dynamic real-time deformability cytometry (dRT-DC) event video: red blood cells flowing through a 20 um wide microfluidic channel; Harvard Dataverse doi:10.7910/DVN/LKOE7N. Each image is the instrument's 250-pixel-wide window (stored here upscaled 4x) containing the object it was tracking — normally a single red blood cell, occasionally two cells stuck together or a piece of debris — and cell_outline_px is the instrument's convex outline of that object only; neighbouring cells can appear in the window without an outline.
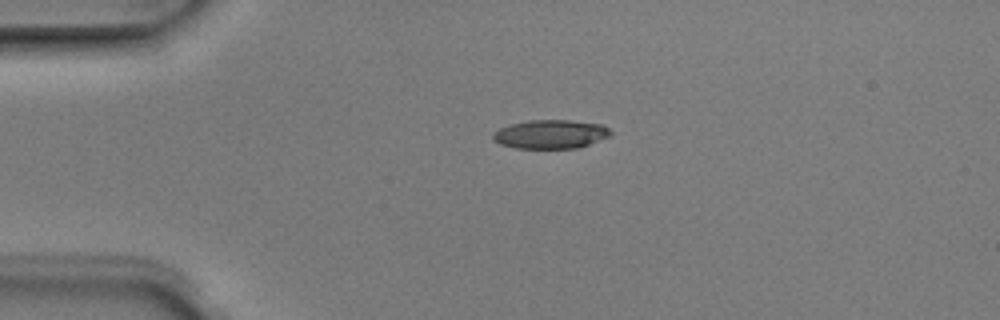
{"species": "Egyptian fruit bat (a non-hibernating species)", "species_latin": "Rousettus aegyptiacus", "temperature_condition": "room temperature", "stored_images_in_passage": 2, "camera_frame_rate_fps": 3000, "um_per_image_px": 0.085, "animal": {"sex": "male"}, "frame": {"image": 1, "passage_image": 1, "time_ms": 0.0, "image_size_px": [1000, 320], "cell_outline_px": [[612, 136], [580, 148], [516, 148], [500, 144], [492, 140], [492, 132], [508, 124], [528, 120], [568, 120], [604, 124], [612, 132]], "centroid_in_image_um": [46.81, 11.4], "position_along_channel_um": 38.2, "area_um2": 20.11}}
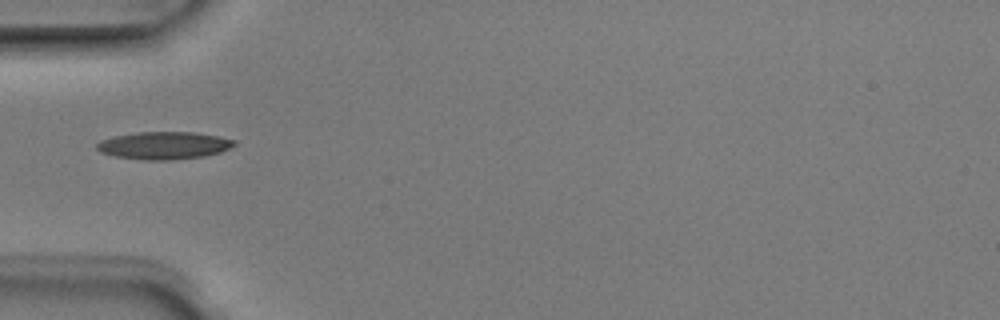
{"frame": {"image": 2, "passage_image": 2, "time_ms": 0.333, "image_size_px": [1000, 320], "cell_outline_px": [[236, 144], [220, 152], [204, 156], [172, 160], [144, 160], [116, 156], [100, 152], [96, 148], [96, 144], [100, 140], [112, 136], [136, 132], [196, 132], [236, 140]], "centroid_in_image_um": [13.9, 12.36], "position_along_channel_um": 71.1, "area_um2": 22.08}}